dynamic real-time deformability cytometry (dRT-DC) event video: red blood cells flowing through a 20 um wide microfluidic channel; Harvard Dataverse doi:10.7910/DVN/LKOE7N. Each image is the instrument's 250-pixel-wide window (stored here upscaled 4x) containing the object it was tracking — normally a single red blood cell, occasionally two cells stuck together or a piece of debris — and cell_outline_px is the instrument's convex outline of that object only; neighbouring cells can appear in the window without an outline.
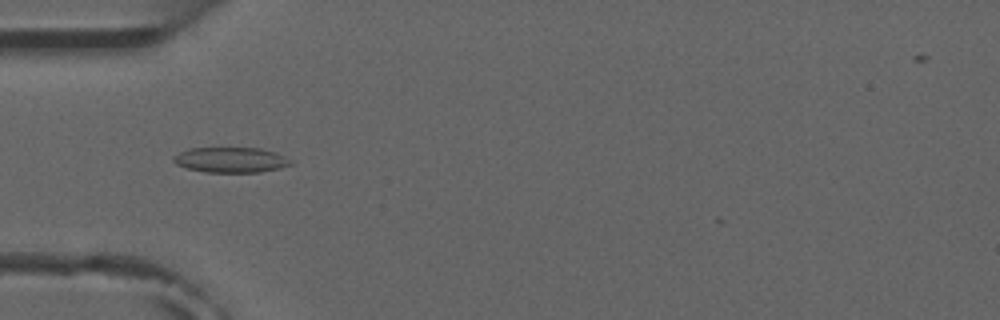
{"species": "common noctule bat (a hibernating species)", "species_latin": "Nyctalus noctula", "temperature_condition": "room temperature", "stored_images_in_passage": 6, "camera_frame_rate_fps": 3000, "um_per_image_px": 0.085, "animal": {"sex": "male", "forearm_length_mm": 52.5}, "frame": {"image": 1, "passage_image": 5, "time_ms": 4.667, "image_size_px": [1000, 320], "cell_outline_px": [[292, 164], [280, 168], [260, 172], [204, 172], [188, 168], [176, 164], [172, 160], [172, 156], [188, 148], [260, 148], [276, 152], [292, 160]], "centroid_in_image_um": [19.62, 13.59], "position_along_channel_um": 65.4, "area_um2": 17.34}}
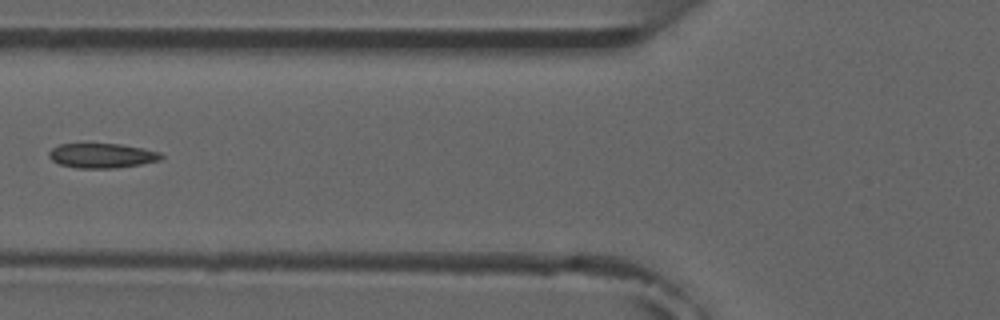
{"frame": {"image": 2, "passage_image": 6, "time_ms": 6.0, "image_size_px": [1000, 320], "cell_outline_px": [[164, 156], [160, 160], [140, 164], [112, 168], [76, 168], [60, 164], [52, 160], [48, 156], [48, 152], [52, 148], [60, 144], [120, 144], [160, 152]], "centroid_in_image_um": [8.64, 13.23], "position_along_channel_um": 117.2, "area_um2": 15.95}}